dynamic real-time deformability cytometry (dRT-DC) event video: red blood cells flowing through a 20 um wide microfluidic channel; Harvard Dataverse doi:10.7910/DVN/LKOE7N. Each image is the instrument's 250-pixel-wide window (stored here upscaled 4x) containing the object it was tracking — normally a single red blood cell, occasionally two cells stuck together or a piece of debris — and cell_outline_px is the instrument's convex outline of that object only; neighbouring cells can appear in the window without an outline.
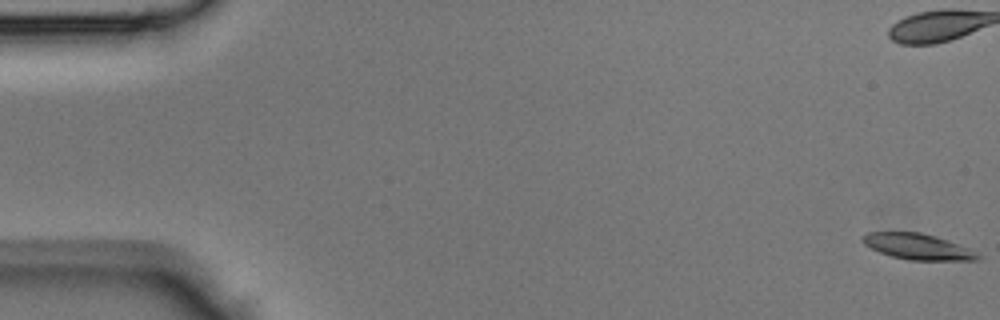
{"species": "Egyptian fruit bat (a non-hibernating species)", "species_latin": "Rousettus aegyptiacus", "temperature_condition": "room temperature", "stored_images_in_passage": 45, "camera_frame_rate_fps": 3000, "um_per_image_px": 0.085, "animal": {"sex": "male"}, "frame": {"image": 1, "passage_image": 1, "time_ms": 0.0, "image_size_px": [1000, 320], "cell_outline_px": [[980, 260], [908, 260], [892, 256], [880, 252], [864, 244], [860, 240], [868, 232], [920, 232], [936, 236], [976, 252], [980, 256]], "centroid_in_image_um": [77.98, 20.96], "position_along_channel_um": 7.0, "area_um2": 17.05}}